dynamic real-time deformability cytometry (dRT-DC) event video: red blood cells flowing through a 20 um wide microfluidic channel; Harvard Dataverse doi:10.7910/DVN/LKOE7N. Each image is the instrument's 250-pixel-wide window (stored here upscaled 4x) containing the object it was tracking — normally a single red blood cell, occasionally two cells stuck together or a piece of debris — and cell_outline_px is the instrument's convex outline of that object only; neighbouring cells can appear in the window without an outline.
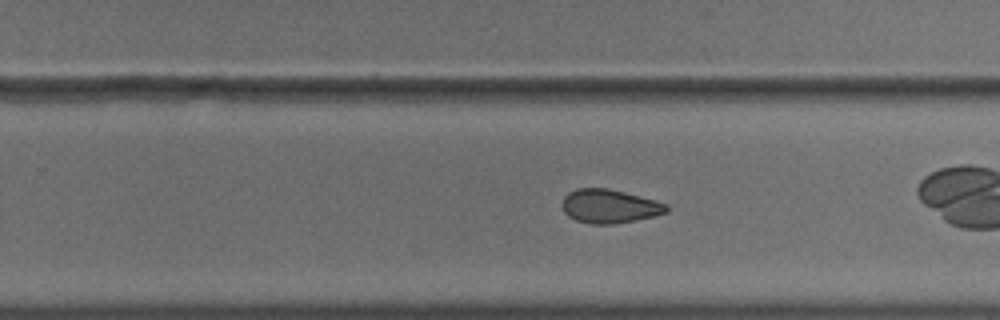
{"species": "common noctule bat (a hibernating species)", "species_latin": "Nyctalus noctula", "temperature_condition": "cold", "stored_images_in_passage": 33, "camera_frame_rate_fps": 3000, "um_per_image_px": 0.085, "animal": {"sex": "male", "body_mass_g": 18.8}, "frame": {"image": 1, "passage_image": 19, "time_ms": 6.0, "image_size_px": [1000, 320], "cell_outline_px": [[668, 212], [652, 216], [612, 224], [588, 224], [576, 220], [568, 216], [564, 212], [564, 196], [568, 192], [576, 188], [608, 188], [624, 192], [668, 204]], "centroid_in_image_um": [51.78, 17.52], "position_along_channel_um": 278.0, "area_um2": 20.23}}